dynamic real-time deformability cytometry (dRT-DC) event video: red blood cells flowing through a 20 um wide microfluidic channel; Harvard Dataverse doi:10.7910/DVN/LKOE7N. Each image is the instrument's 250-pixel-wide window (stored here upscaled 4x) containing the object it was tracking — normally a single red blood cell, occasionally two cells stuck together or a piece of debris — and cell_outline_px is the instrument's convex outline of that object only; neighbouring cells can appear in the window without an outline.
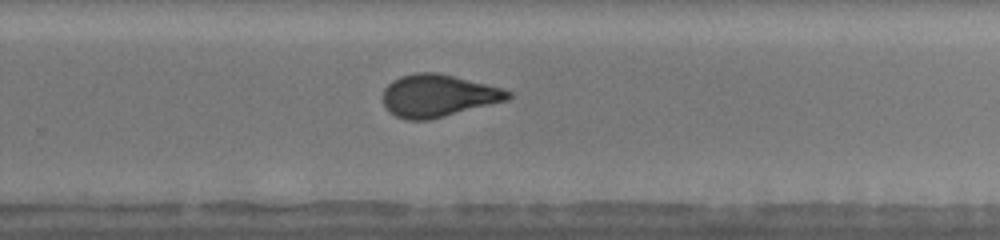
{"species": "human", "species_latin": "Homo sapiens", "temperature_condition": "warm", "stored_images_in_passage": 38, "camera_frame_rate_fps": 3000, "um_per_image_px": 0.085, "donor": {"sex": "male"}, "frame": {"image": 1, "passage_image": 27, "time_ms": 8.667, "image_size_px": [1000, 240], "cell_outline_px": [[512, 96], [508, 100], [428, 120], [408, 120], [396, 116], [388, 112], [384, 104], [384, 88], [392, 80], [400, 76], [416, 72], [436, 72], [500, 88], [512, 92]], "centroid_in_image_um": [37.2, 8.14], "position_along_channel_um": 292.6, "area_um2": 30.58}}